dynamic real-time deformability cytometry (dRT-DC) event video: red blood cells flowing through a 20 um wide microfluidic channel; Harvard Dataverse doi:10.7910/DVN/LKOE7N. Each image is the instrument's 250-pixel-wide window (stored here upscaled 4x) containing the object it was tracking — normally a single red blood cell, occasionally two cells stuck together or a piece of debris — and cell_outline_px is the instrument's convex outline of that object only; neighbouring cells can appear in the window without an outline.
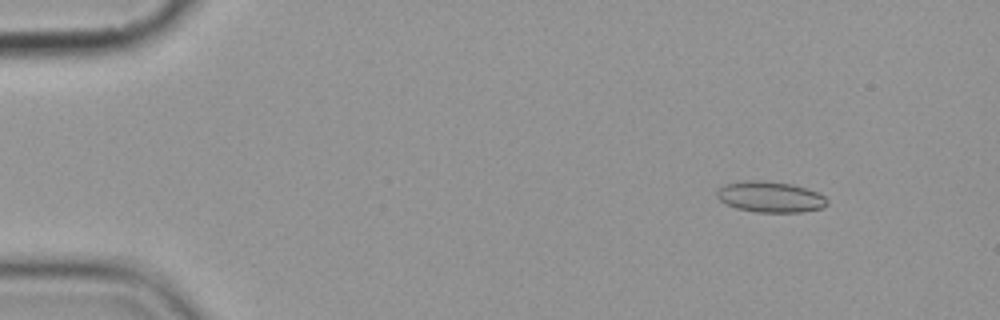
{"species": "common noctule bat (a hibernating species)", "species_latin": "Nyctalus noctula", "temperature_condition": "cold", "stored_images_in_passage": 6, "camera_frame_rate_fps": 3000, "um_per_image_px": 0.085, "animal": {"sex": "female", "body_mass_g": 19.9}, "frame": {"image": 1, "passage_image": 2, "time_ms": 1.0, "image_size_px": [1000, 320], "cell_outline_px": [[828, 204], [824, 208], [800, 212], [756, 212], [736, 208], [720, 200], [716, 196], [716, 188], [724, 184], [744, 180], [760, 180], [792, 184], [816, 192], [824, 196], [828, 200]], "centroid_in_image_um": [65.45, 16.73], "position_along_channel_um": 19.6, "area_um2": 19.94}}
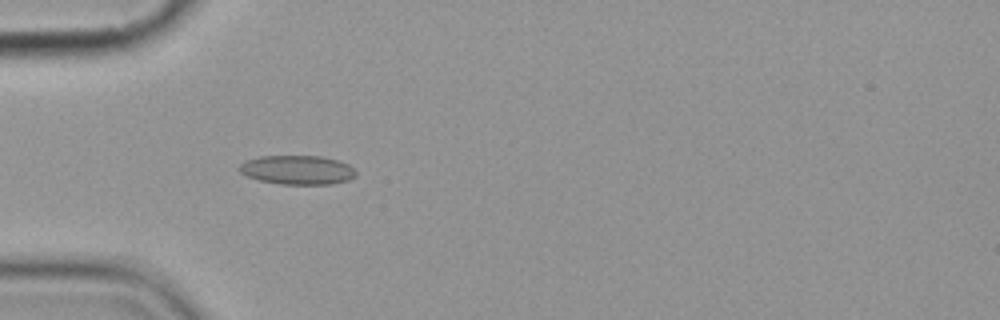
{"frame": {"image": 2, "passage_image": 5, "time_ms": 4.667, "image_size_px": [1000, 320], "cell_outline_px": [[356, 176], [348, 180], [332, 184], [280, 184], [260, 180], [248, 176], [240, 172], [236, 168], [244, 160], [260, 156], [320, 156], [336, 160], [348, 164], [356, 172]], "centroid_in_image_um": [25.24, 14.44], "position_along_channel_um": 59.8, "area_um2": 19.77}}
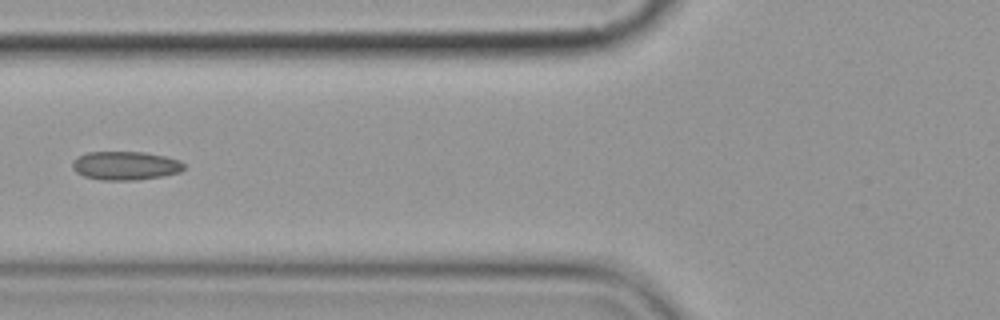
{"frame": {"image": 3, "passage_image": 6, "time_ms": 6.333, "image_size_px": [1000, 320], "cell_outline_px": [[184, 168], [180, 172], [164, 176], [136, 180], [100, 180], [84, 176], [76, 172], [72, 168], [72, 160], [88, 152], [144, 152], [164, 156], [180, 160], [184, 164]], "centroid_in_image_um": [10.66, 14.08], "position_along_channel_um": 115.1, "area_um2": 18.67}}